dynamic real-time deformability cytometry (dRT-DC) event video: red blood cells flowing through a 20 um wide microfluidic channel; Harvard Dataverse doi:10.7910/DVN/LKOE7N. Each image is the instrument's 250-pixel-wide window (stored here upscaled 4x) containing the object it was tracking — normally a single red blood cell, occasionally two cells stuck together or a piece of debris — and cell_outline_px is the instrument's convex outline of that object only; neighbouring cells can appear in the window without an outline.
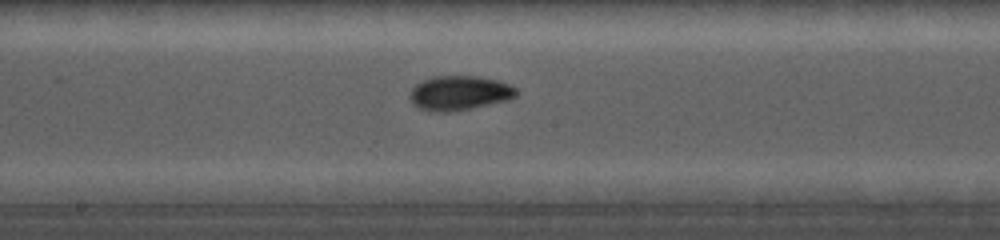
{"species": "common noctule bat (a hibernating species)", "species_latin": "Nyctalus noctula", "temperature_condition": "cold", "stored_images_in_passage": 18, "camera_frame_rate_fps": 5000, "um_per_image_px": 0.085, "animal": {"sex": "female", "body_mass_g": 19.0, "forearm_length_mm": 56.7}, "frame": {"image": 1, "passage_image": 16, "time_ms": 9.2, "image_size_px": [1000, 240], "cell_outline_px": [[520, 92], [516, 96], [508, 100], [448, 112], [428, 112], [416, 108], [412, 104], [408, 96], [408, 92], [420, 80], [436, 76], [480, 76], [512, 84]], "centroid_in_image_um": [39.0, 7.9], "position_along_channel_um": 209.2, "area_um2": 21.79}}
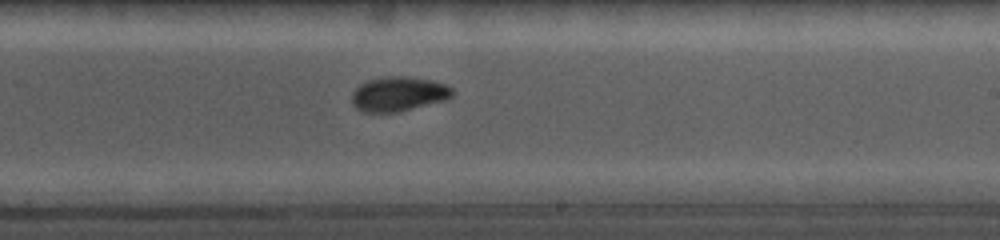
{"frame": {"image": 2, "passage_image": 18, "time_ms": 10.4, "image_size_px": [1000, 240], "cell_outline_px": [[452, 96], [448, 100], [400, 112], [360, 112], [352, 104], [352, 92], [360, 84], [368, 80], [384, 76], [408, 76], [432, 80], [444, 84], [452, 88]], "centroid_in_image_um": [33.87, 7.99], "position_along_channel_um": 255.1, "area_um2": 20.58}}